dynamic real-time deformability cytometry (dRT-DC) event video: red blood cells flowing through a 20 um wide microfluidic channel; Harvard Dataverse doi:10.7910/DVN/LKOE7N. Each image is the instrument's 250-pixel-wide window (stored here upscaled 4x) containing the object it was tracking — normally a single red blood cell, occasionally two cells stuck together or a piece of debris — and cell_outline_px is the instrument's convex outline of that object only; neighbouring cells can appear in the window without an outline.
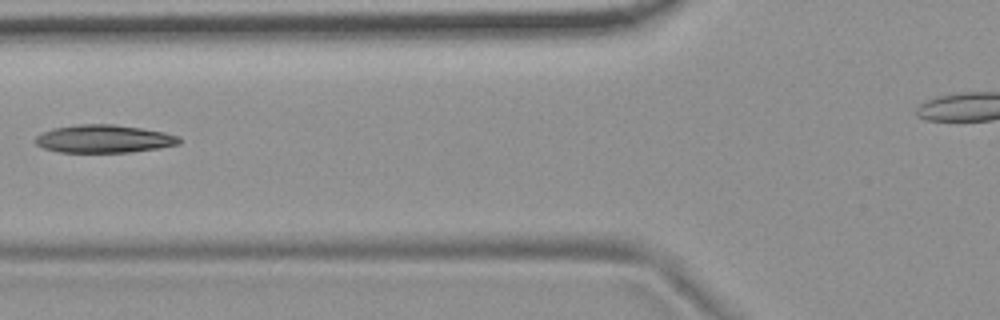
{"species": "common noctule bat (a hibernating species)", "species_latin": "Nyctalus noctula", "temperature_condition": "room temperature", "stored_images_in_passage": 7, "segment_of_instrument_passage": [1, 2], "camera_frame_rate_fps": 3000, "um_per_image_px": 0.085, "animal": {"sex": "female", "body_mass_g": 19.9}, "frame": {"image": 1, "passage_image": 6, "time_ms": 5.667, "image_size_px": [1000, 320], "cell_outline_px": [[180, 144], [160, 148], [132, 152], [60, 152], [44, 148], [36, 144], [36, 136], [52, 128], [76, 124], [116, 124], [164, 132], [180, 136]], "centroid_in_image_um": [8.86, 11.8], "position_along_channel_um": 116.9, "area_um2": 23.47}}